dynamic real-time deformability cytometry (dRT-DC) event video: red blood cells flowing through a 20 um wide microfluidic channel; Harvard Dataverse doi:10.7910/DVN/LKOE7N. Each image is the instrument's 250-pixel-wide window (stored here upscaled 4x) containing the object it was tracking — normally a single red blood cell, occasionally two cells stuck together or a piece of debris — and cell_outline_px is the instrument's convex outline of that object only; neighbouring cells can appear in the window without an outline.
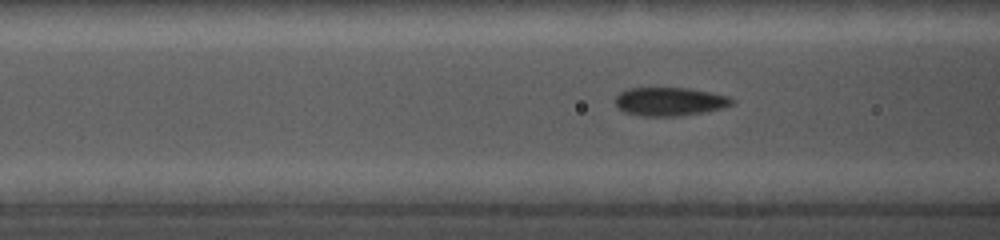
{"species": "common noctule bat (a hibernating species)", "species_latin": "Nyctalus noctula", "temperature_condition": "cold", "stored_images_in_passage": 42, "camera_frame_rate_fps": 5000, "um_per_image_px": 0.085, "animal": {"sex": "female", "body_mass_g": 19.0, "forearm_length_mm": 56.7}, "frame": {"image": 1, "passage_image": 14, "time_ms": 6.6, "image_size_px": [1000, 240], "cell_outline_px": [[736, 100], [732, 104], [724, 108], [704, 112], [676, 116], [640, 116], [624, 112], [616, 104], [616, 96], [620, 92], [628, 88], [688, 88], [728, 96]], "centroid_in_image_um": [56.94, 8.63], "position_along_channel_um": 109.7, "area_um2": 19.31}}
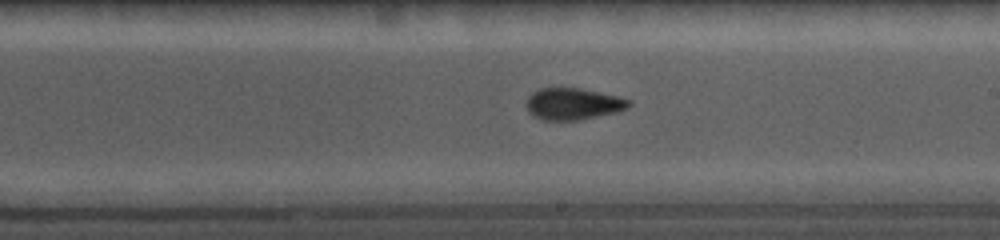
{"frame": {"image": 2, "passage_image": 29, "time_ms": 10.0, "image_size_px": [1000, 240], "cell_outline_px": [[632, 104], [628, 108], [616, 112], [576, 120], [540, 120], [532, 116], [528, 112], [524, 104], [528, 96], [532, 92], [540, 88], [580, 88], [616, 96], [632, 100]], "centroid_in_image_um": [48.66, 8.83], "position_along_channel_um": 240.3, "area_um2": 19.07}}
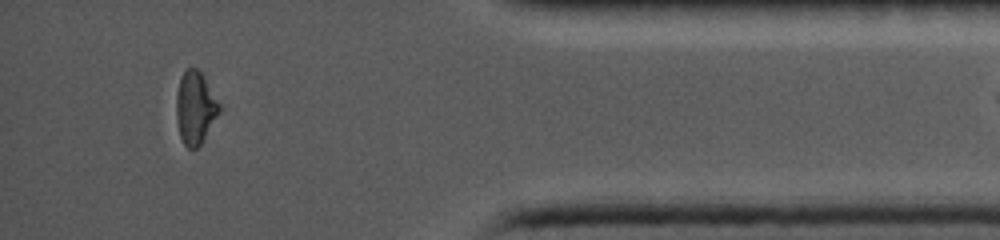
{"frame": {"image": 3, "passage_image": 41, "time_ms": 15.2, "image_size_px": [1000, 240], "cell_outline_px": [[220, 112], [200, 144], [196, 148], [188, 148], [184, 144], [180, 136], [176, 120], [176, 96], [180, 76], [188, 68], [196, 68], [204, 76], [220, 104]], "centroid_in_image_um": [16.58, 9.15], "position_along_channel_um": 418.6, "area_um2": 18.09}}